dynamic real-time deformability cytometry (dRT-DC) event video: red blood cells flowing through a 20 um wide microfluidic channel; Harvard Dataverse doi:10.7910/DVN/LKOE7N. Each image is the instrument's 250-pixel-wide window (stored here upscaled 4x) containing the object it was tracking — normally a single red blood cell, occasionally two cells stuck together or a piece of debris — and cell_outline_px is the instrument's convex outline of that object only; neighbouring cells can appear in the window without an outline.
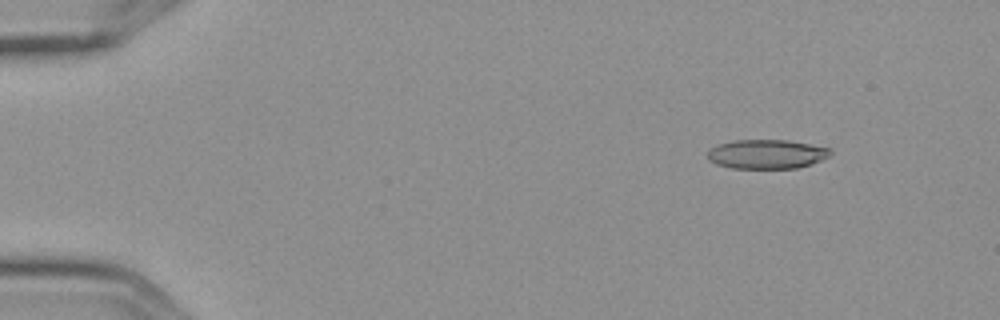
{"species": "Egyptian fruit bat (a non-hibernating species)", "species_latin": "Rousettus aegyptiacus", "temperature_condition": "cold", "stored_images_in_passage": 5, "camera_frame_rate_fps": 3000, "um_per_image_px": 0.085, "frame": {"image": 1, "passage_image": 2, "time_ms": 0.333, "image_size_px": [1000, 320], "cell_outline_px": [[832, 152], [828, 156], [812, 164], [796, 168], [732, 168], [716, 164], [708, 160], [708, 148], [716, 144], [732, 140], [788, 140], [832, 148]], "centroid_in_image_um": [65.14, 13.09], "position_along_channel_um": 19.9, "area_um2": 21.1}}
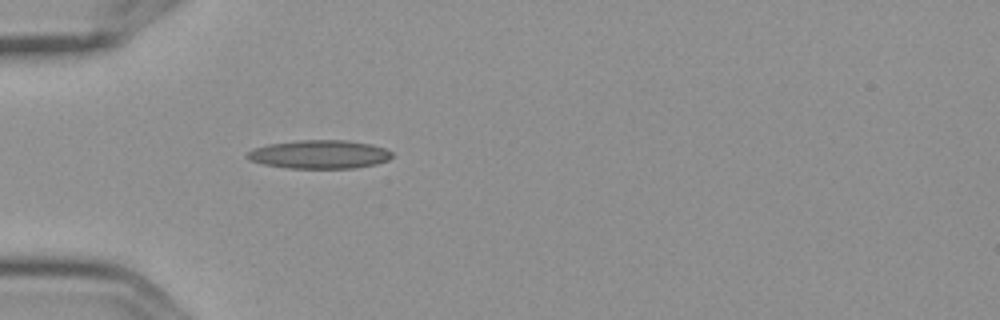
{"frame": {"image": 2, "passage_image": 5, "time_ms": 1.333, "image_size_px": [1000, 320], "cell_outline_px": [[392, 156], [388, 160], [376, 164], [356, 168], [288, 168], [264, 164], [252, 160], [244, 156], [248, 152], [256, 148], [268, 144], [300, 140], [348, 140], [372, 144], [384, 148], [392, 152]], "centroid_in_image_um": [27.19, 13.12], "position_along_channel_um": 57.8, "area_um2": 23.99}}